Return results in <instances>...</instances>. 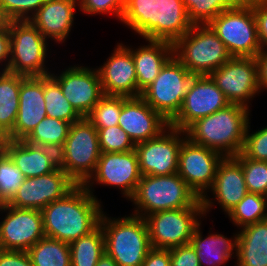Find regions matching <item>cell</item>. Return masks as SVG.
<instances>
[{"label":"cell","mask_w":267,"mask_h":266,"mask_svg":"<svg viewBox=\"0 0 267 266\" xmlns=\"http://www.w3.org/2000/svg\"><path fill=\"white\" fill-rule=\"evenodd\" d=\"M230 104L209 75L194 76L178 114L169 122V125L185 131L196 120Z\"/></svg>","instance_id":"obj_15"},{"label":"cell","mask_w":267,"mask_h":266,"mask_svg":"<svg viewBox=\"0 0 267 266\" xmlns=\"http://www.w3.org/2000/svg\"><path fill=\"white\" fill-rule=\"evenodd\" d=\"M99 225L104 233L105 252L118 266L142 265L152 248L148 226L143 217L130 214L127 217L113 218L103 211Z\"/></svg>","instance_id":"obj_4"},{"label":"cell","mask_w":267,"mask_h":266,"mask_svg":"<svg viewBox=\"0 0 267 266\" xmlns=\"http://www.w3.org/2000/svg\"><path fill=\"white\" fill-rule=\"evenodd\" d=\"M171 266H200L195 249L191 244L169 249Z\"/></svg>","instance_id":"obj_44"},{"label":"cell","mask_w":267,"mask_h":266,"mask_svg":"<svg viewBox=\"0 0 267 266\" xmlns=\"http://www.w3.org/2000/svg\"><path fill=\"white\" fill-rule=\"evenodd\" d=\"M224 157L186 138L180 147L177 173L202 198L212 187L219 162Z\"/></svg>","instance_id":"obj_17"},{"label":"cell","mask_w":267,"mask_h":266,"mask_svg":"<svg viewBox=\"0 0 267 266\" xmlns=\"http://www.w3.org/2000/svg\"><path fill=\"white\" fill-rule=\"evenodd\" d=\"M148 45L131 48L137 76V97L158 76L161 68L173 56V44L166 41L146 40Z\"/></svg>","instance_id":"obj_26"},{"label":"cell","mask_w":267,"mask_h":266,"mask_svg":"<svg viewBox=\"0 0 267 266\" xmlns=\"http://www.w3.org/2000/svg\"><path fill=\"white\" fill-rule=\"evenodd\" d=\"M0 212H6L0 222L3 250L28 251L45 237L41 210L16 208L3 203Z\"/></svg>","instance_id":"obj_16"},{"label":"cell","mask_w":267,"mask_h":266,"mask_svg":"<svg viewBox=\"0 0 267 266\" xmlns=\"http://www.w3.org/2000/svg\"><path fill=\"white\" fill-rule=\"evenodd\" d=\"M71 266H96L105 252V240L99 225L90 234L69 243Z\"/></svg>","instance_id":"obj_31"},{"label":"cell","mask_w":267,"mask_h":266,"mask_svg":"<svg viewBox=\"0 0 267 266\" xmlns=\"http://www.w3.org/2000/svg\"><path fill=\"white\" fill-rule=\"evenodd\" d=\"M76 185L67 173L58 167L52 173L25 178L6 204L16 208L42 210L51 202L62 199Z\"/></svg>","instance_id":"obj_19"},{"label":"cell","mask_w":267,"mask_h":266,"mask_svg":"<svg viewBox=\"0 0 267 266\" xmlns=\"http://www.w3.org/2000/svg\"><path fill=\"white\" fill-rule=\"evenodd\" d=\"M71 125L63 120L45 117L24 140L58 152L66 141Z\"/></svg>","instance_id":"obj_32"},{"label":"cell","mask_w":267,"mask_h":266,"mask_svg":"<svg viewBox=\"0 0 267 266\" xmlns=\"http://www.w3.org/2000/svg\"><path fill=\"white\" fill-rule=\"evenodd\" d=\"M33 266H71L69 243L43 237L28 251Z\"/></svg>","instance_id":"obj_30"},{"label":"cell","mask_w":267,"mask_h":266,"mask_svg":"<svg viewBox=\"0 0 267 266\" xmlns=\"http://www.w3.org/2000/svg\"><path fill=\"white\" fill-rule=\"evenodd\" d=\"M255 58L258 64L259 87L261 92L267 89V49H262Z\"/></svg>","instance_id":"obj_48"},{"label":"cell","mask_w":267,"mask_h":266,"mask_svg":"<svg viewBox=\"0 0 267 266\" xmlns=\"http://www.w3.org/2000/svg\"><path fill=\"white\" fill-rule=\"evenodd\" d=\"M173 55L195 76L210 75L232 58L208 24L192 28L173 44Z\"/></svg>","instance_id":"obj_6"},{"label":"cell","mask_w":267,"mask_h":266,"mask_svg":"<svg viewBox=\"0 0 267 266\" xmlns=\"http://www.w3.org/2000/svg\"><path fill=\"white\" fill-rule=\"evenodd\" d=\"M0 147L11 157L25 178L52 173L58 167V152L54 149L37 146L25 140H0Z\"/></svg>","instance_id":"obj_24"},{"label":"cell","mask_w":267,"mask_h":266,"mask_svg":"<svg viewBox=\"0 0 267 266\" xmlns=\"http://www.w3.org/2000/svg\"><path fill=\"white\" fill-rule=\"evenodd\" d=\"M3 250V248H2V245H1V242H0V252Z\"/></svg>","instance_id":"obj_51"},{"label":"cell","mask_w":267,"mask_h":266,"mask_svg":"<svg viewBox=\"0 0 267 266\" xmlns=\"http://www.w3.org/2000/svg\"><path fill=\"white\" fill-rule=\"evenodd\" d=\"M102 208L96 196L83 185H76L41 210L45 237L71 243L90 234L100 224Z\"/></svg>","instance_id":"obj_1"},{"label":"cell","mask_w":267,"mask_h":266,"mask_svg":"<svg viewBox=\"0 0 267 266\" xmlns=\"http://www.w3.org/2000/svg\"><path fill=\"white\" fill-rule=\"evenodd\" d=\"M141 176L135 149L127 152L101 153L94 173L83 186L93 196V184L117 187L125 198L130 199Z\"/></svg>","instance_id":"obj_14"},{"label":"cell","mask_w":267,"mask_h":266,"mask_svg":"<svg viewBox=\"0 0 267 266\" xmlns=\"http://www.w3.org/2000/svg\"><path fill=\"white\" fill-rule=\"evenodd\" d=\"M118 125L137 144L157 137L169 123L138 96L123 97Z\"/></svg>","instance_id":"obj_22"},{"label":"cell","mask_w":267,"mask_h":266,"mask_svg":"<svg viewBox=\"0 0 267 266\" xmlns=\"http://www.w3.org/2000/svg\"><path fill=\"white\" fill-rule=\"evenodd\" d=\"M79 10L84 14H111L121 22L125 0H79Z\"/></svg>","instance_id":"obj_42"},{"label":"cell","mask_w":267,"mask_h":266,"mask_svg":"<svg viewBox=\"0 0 267 266\" xmlns=\"http://www.w3.org/2000/svg\"><path fill=\"white\" fill-rule=\"evenodd\" d=\"M201 223L195 228L190 244L195 249L200 266H222L237 255L238 232L233 238L210 233L202 236ZM233 239V240H232ZM235 253V254H234ZM235 255V256H233Z\"/></svg>","instance_id":"obj_27"},{"label":"cell","mask_w":267,"mask_h":266,"mask_svg":"<svg viewBox=\"0 0 267 266\" xmlns=\"http://www.w3.org/2000/svg\"><path fill=\"white\" fill-rule=\"evenodd\" d=\"M236 266H267V219L238 231Z\"/></svg>","instance_id":"obj_28"},{"label":"cell","mask_w":267,"mask_h":266,"mask_svg":"<svg viewBox=\"0 0 267 266\" xmlns=\"http://www.w3.org/2000/svg\"><path fill=\"white\" fill-rule=\"evenodd\" d=\"M253 7L258 39L262 49H267V0H247Z\"/></svg>","instance_id":"obj_43"},{"label":"cell","mask_w":267,"mask_h":266,"mask_svg":"<svg viewBox=\"0 0 267 266\" xmlns=\"http://www.w3.org/2000/svg\"><path fill=\"white\" fill-rule=\"evenodd\" d=\"M121 22L145 40L172 44L193 25L182 0H125Z\"/></svg>","instance_id":"obj_2"},{"label":"cell","mask_w":267,"mask_h":266,"mask_svg":"<svg viewBox=\"0 0 267 266\" xmlns=\"http://www.w3.org/2000/svg\"><path fill=\"white\" fill-rule=\"evenodd\" d=\"M47 0H0V7L14 20H29Z\"/></svg>","instance_id":"obj_41"},{"label":"cell","mask_w":267,"mask_h":266,"mask_svg":"<svg viewBox=\"0 0 267 266\" xmlns=\"http://www.w3.org/2000/svg\"><path fill=\"white\" fill-rule=\"evenodd\" d=\"M44 98L47 117L74 123L82 117L64 97L59 84L50 76H44Z\"/></svg>","instance_id":"obj_33"},{"label":"cell","mask_w":267,"mask_h":266,"mask_svg":"<svg viewBox=\"0 0 267 266\" xmlns=\"http://www.w3.org/2000/svg\"><path fill=\"white\" fill-rule=\"evenodd\" d=\"M188 19L193 25L209 24L227 9L239 6L244 0H182Z\"/></svg>","instance_id":"obj_35"},{"label":"cell","mask_w":267,"mask_h":266,"mask_svg":"<svg viewBox=\"0 0 267 266\" xmlns=\"http://www.w3.org/2000/svg\"><path fill=\"white\" fill-rule=\"evenodd\" d=\"M123 96L104 95L86 117L96 130L118 125Z\"/></svg>","instance_id":"obj_36"},{"label":"cell","mask_w":267,"mask_h":266,"mask_svg":"<svg viewBox=\"0 0 267 266\" xmlns=\"http://www.w3.org/2000/svg\"><path fill=\"white\" fill-rule=\"evenodd\" d=\"M186 138L185 131L169 125L157 137L135 144L141 175L177 173L179 150Z\"/></svg>","instance_id":"obj_13"},{"label":"cell","mask_w":267,"mask_h":266,"mask_svg":"<svg viewBox=\"0 0 267 266\" xmlns=\"http://www.w3.org/2000/svg\"><path fill=\"white\" fill-rule=\"evenodd\" d=\"M49 75L59 84L64 97L81 117H87L104 96L97 68L74 65L60 74Z\"/></svg>","instance_id":"obj_18"},{"label":"cell","mask_w":267,"mask_h":266,"mask_svg":"<svg viewBox=\"0 0 267 266\" xmlns=\"http://www.w3.org/2000/svg\"><path fill=\"white\" fill-rule=\"evenodd\" d=\"M24 179L11 157L0 147V204L12 198Z\"/></svg>","instance_id":"obj_37"},{"label":"cell","mask_w":267,"mask_h":266,"mask_svg":"<svg viewBox=\"0 0 267 266\" xmlns=\"http://www.w3.org/2000/svg\"><path fill=\"white\" fill-rule=\"evenodd\" d=\"M248 123L241 153L250 159L267 161V126L250 134Z\"/></svg>","instance_id":"obj_40"},{"label":"cell","mask_w":267,"mask_h":266,"mask_svg":"<svg viewBox=\"0 0 267 266\" xmlns=\"http://www.w3.org/2000/svg\"><path fill=\"white\" fill-rule=\"evenodd\" d=\"M200 198L178 174L141 176L134 195L129 199L135 205V216L165 210L192 207Z\"/></svg>","instance_id":"obj_5"},{"label":"cell","mask_w":267,"mask_h":266,"mask_svg":"<svg viewBox=\"0 0 267 266\" xmlns=\"http://www.w3.org/2000/svg\"><path fill=\"white\" fill-rule=\"evenodd\" d=\"M0 266H33L27 251L2 250Z\"/></svg>","instance_id":"obj_45"},{"label":"cell","mask_w":267,"mask_h":266,"mask_svg":"<svg viewBox=\"0 0 267 266\" xmlns=\"http://www.w3.org/2000/svg\"><path fill=\"white\" fill-rule=\"evenodd\" d=\"M18 115L13 130L4 138L24 140L45 118L44 76L23 77L19 91Z\"/></svg>","instance_id":"obj_23"},{"label":"cell","mask_w":267,"mask_h":266,"mask_svg":"<svg viewBox=\"0 0 267 266\" xmlns=\"http://www.w3.org/2000/svg\"><path fill=\"white\" fill-rule=\"evenodd\" d=\"M14 20L0 7V33L10 31Z\"/></svg>","instance_id":"obj_49"},{"label":"cell","mask_w":267,"mask_h":266,"mask_svg":"<svg viewBox=\"0 0 267 266\" xmlns=\"http://www.w3.org/2000/svg\"><path fill=\"white\" fill-rule=\"evenodd\" d=\"M9 58H10V31H7L0 33V63L1 65H3L2 69L0 67L1 71H7L9 66Z\"/></svg>","instance_id":"obj_47"},{"label":"cell","mask_w":267,"mask_h":266,"mask_svg":"<svg viewBox=\"0 0 267 266\" xmlns=\"http://www.w3.org/2000/svg\"><path fill=\"white\" fill-rule=\"evenodd\" d=\"M21 83L22 76L8 71L0 72V140L4 139L15 125Z\"/></svg>","instance_id":"obj_29"},{"label":"cell","mask_w":267,"mask_h":266,"mask_svg":"<svg viewBox=\"0 0 267 266\" xmlns=\"http://www.w3.org/2000/svg\"><path fill=\"white\" fill-rule=\"evenodd\" d=\"M194 76L173 55L141 97L169 123L178 114Z\"/></svg>","instance_id":"obj_10"},{"label":"cell","mask_w":267,"mask_h":266,"mask_svg":"<svg viewBox=\"0 0 267 266\" xmlns=\"http://www.w3.org/2000/svg\"><path fill=\"white\" fill-rule=\"evenodd\" d=\"M96 266H118V264L106 252L100 257Z\"/></svg>","instance_id":"obj_50"},{"label":"cell","mask_w":267,"mask_h":266,"mask_svg":"<svg viewBox=\"0 0 267 266\" xmlns=\"http://www.w3.org/2000/svg\"><path fill=\"white\" fill-rule=\"evenodd\" d=\"M101 153L127 152L135 149V144L119 125L97 130Z\"/></svg>","instance_id":"obj_39"},{"label":"cell","mask_w":267,"mask_h":266,"mask_svg":"<svg viewBox=\"0 0 267 266\" xmlns=\"http://www.w3.org/2000/svg\"><path fill=\"white\" fill-rule=\"evenodd\" d=\"M242 166L248 192L266 195L267 161H257L245 157L242 153L235 156Z\"/></svg>","instance_id":"obj_38"},{"label":"cell","mask_w":267,"mask_h":266,"mask_svg":"<svg viewBox=\"0 0 267 266\" xmlns=\"http://www.w3.org/2000/svg\"><path fill=\"white\" fill-rule=\"evenodd\" d=\"M114 52L97 68L104 95L137 97V76L131 47L117 43Z\"/></svg>","instance_id":"obj_21"},{"label":"cell","mask_w":267,"mask_h":266,"mask_svg":"<svg viewBox=\"0 0 267 266\" xmlns=\"http://www.w3.org/2000/svg\"><path fill=\"white\" fill-rule=\"evenodd\" d=\"M201 217L204 218L201 198L192 207L147 215L144 219L148 226L151 247L171 249L190 244L195 228L202 223Z\"/></svg>","instance_id":"obj_11"},{"label":"cell","mask_w":267,"mask_h":266,"mask_svg":"<svg viewBox=\"0 0 267 266\" xmlns=\"http://www.w3.org/2000/svg\"><path fill=\"white\" fill-rule=\"evenodd\" d=\"M47 39L29 21H13L10 27V58L7 71L23 77L49 75L45 65Z\"/></svg>","instance_id":"obj_9"},{"label":"cell","mask_w":267,"mask_h":266,"mask_svg":"<svg viewBox=\"0 0 267 266\" xmlns=\"http://www.w3.org/2000/svg\"><path fill=\"white\" fill-rule=\"evenodd\" d=\"M212 192L214 200H210L208 194L202 198L204 216L218 202L220 208L226 215L245 197L248 193L245 184L241 162L236 157H224L216 170V175L212 187L207 191ZM214 201V202H213Z\"/></svg>","instance_id":"obj_20"},{"label":"cell","mask_w":267,"mask_h":266,"mask_svg":"<svg viewBox=\"0 0 267 266\" xmlns=\"http://www.w3.org/2000/svg\"><path fill=\"white\" fill-rule=\"evenodd\" d=\"M141 266H171L169 249L151 248Z\"/></svg>","instance_id":"obj_46"},{"label":"cell","mask_w":267,"mask_h":266,"mask_svg":"<svg viewBox=\"0 0 267 266\" xmlns=\"http://www.w3.org/2000/svg\"><path fill=\"white\" fill-rule=\"evenodd\" d=\"M209 76L231 104L249 108L251 99L260 93L255 57H232Z\"/></svg>","instance_id":"obj_12"},{"label":"cell","mask_w":267,"mask_h":266,"mask_svg":"<svg viewBox=\"0 0 267 266\" xmlns=\"http://www.w3.org/2000/svg\"><path fill=\"white\" fill-rule=\"evenodd\" d=\"M250 109L230 104L192 123L186 130L187 138L200 146L220 153L223 157L240 154L250 121Z\"/></svg>","instance_id":"obj_3"},{"label":"cell","mask_w":267,"mask_h":266,"mask_svg":"<svg viewBox=\"0 0 267 266\" xmlns=\"http://www.w3.org/2000/svg\"><path fill=\"white\" fill-rule=\"evenodd\" d=\"M79 0H47L29 19L46 39L62 44L73 26Z\"/></svg>","instance_id":"obj_25"},{"label":"cell","mask_w":267,"mask_h":266,"mask_svg":"<svg viewBox=\"0 0 267 266\" xmlns=\"http://www.w3.org/2000/svg\"><path fill=\"white\" fill-rule=\"evenodd\" d=\"M208 25L232 57H256L262 50L253 7L247 0L222 11Z\"/></svg>","instance_id":"obj_8"},{"label":"cell","mask_w":267,"mask_h":266,"mask_svg":"<svg viewBox=\"0 0 267 266\" xmlns=\"http://www.w3.org/2000/svg\"><path fill=\"white\" fill-rule=\"evenodd\" d=\"M100 155L97 130L82 117L72 123L66 141L58 151V164L77 185H83L94 173Z\"/></svg>","instance_id":"obj_7"},{"label":"cell","mask_w":267,"mask_h":266,"mask_svg":"<svg viewBox=\"0 0 267 266\" xmlns=\"http://www.w3.org/2000/svg\"><path fill=\"white\" fill-rule=\"evenodd\" d=\"M267 199L264 195L248 192L229 212L230 221L238 229L267 219Z\"/></svg>","instance_id":"obj_34"}]
</instances>
